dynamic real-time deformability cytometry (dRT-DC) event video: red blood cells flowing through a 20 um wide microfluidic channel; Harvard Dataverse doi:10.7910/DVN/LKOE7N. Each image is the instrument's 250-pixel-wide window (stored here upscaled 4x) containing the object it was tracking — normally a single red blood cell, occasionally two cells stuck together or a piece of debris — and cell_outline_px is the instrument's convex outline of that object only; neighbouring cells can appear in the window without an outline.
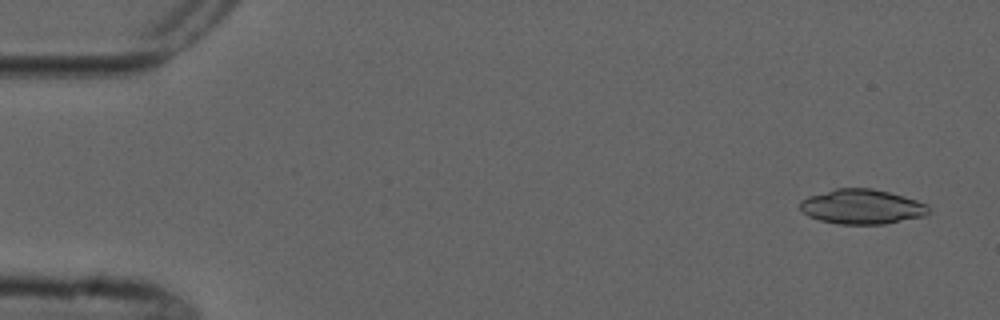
{"species": "common noctule bat (a hibernating species)", "species_latin": "Nyctalus noctula", "temperature_condition": "cold", "stored_images_in_passage": 6, "camera_frame_rate_fps": 3000, "um_per_image_px": 0.085, "animal": {"sex": "male", "forearm_length_mm": 52.5}, "frame": {"image": 1, "passage_image": 1, "time_ms": 0.0, "image_size_px": [1000, 320], "cell_outline_px": [[932, 212], [924, 216], [884, 224], [836, 224], [820, 220], [808, 216], [800, 208], [800, 200], [808, 196], [836, 188], [872, 188], [904, 196], [928, 204]], "centroid_in_image_um": [73.28, 17.57], "position_along_channel_um": 11.7, "area_um2": 26.18}}